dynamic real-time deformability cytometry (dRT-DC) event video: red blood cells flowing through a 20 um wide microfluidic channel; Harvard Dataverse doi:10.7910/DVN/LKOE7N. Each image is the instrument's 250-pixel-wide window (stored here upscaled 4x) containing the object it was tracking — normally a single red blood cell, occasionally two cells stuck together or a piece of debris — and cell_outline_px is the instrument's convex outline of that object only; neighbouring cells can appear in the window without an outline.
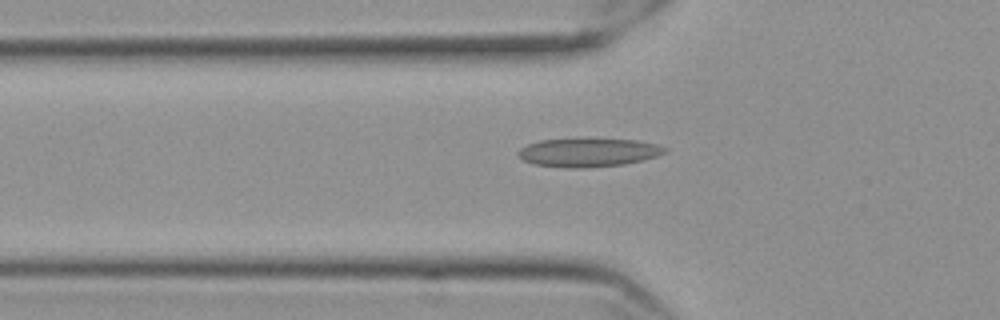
{"species": "Egyptian fruit bat (a non-hibernating species)", "species_latin": "Rousettus aegyptiacus", "temperature_condition": "cold", "stored_images_in_passage": 57, "camera_frame_rate_fps": 3000, "um_per_image_px": 0.085, "frame": {"image": 1, "passage_image": 20, "time_ms": 6.333, "image_size_px": [1000, 320], "cell_outline_px": [[668, 152], [656, 156], [624, 164], [584, 168], [564, 168], [532, 164], [524, 160], [516, 152], [520, 148], [528, 144], [540, 140], [580, 136], [588, 136], [636, 140], [656, 144], [668, 148]], "centroid_in_image_um": [49.99, 12.91], "position_along_channel_um": 75.8, "area_um2": 25.49}}
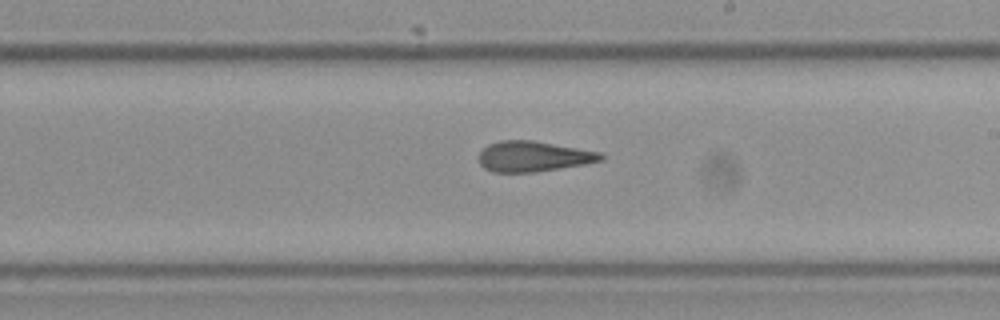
{"frame": {"image": 2, "passage_image": 34, "time_ms": 11.0, "image_size_px": [1000, 320], "cell_outline_px": [[604, 160], [584, 164], [560, 168], [532, 172], [492, 172], [484, 168], [480, 164], [480, 152], [488, 144], [500, 140], [532, 140], [600, 152], [604, 156]], "centroid_in_image_um": [45.33, 13.29], "position_along_channel_um": 243.7, "area_um2": 21.5}}
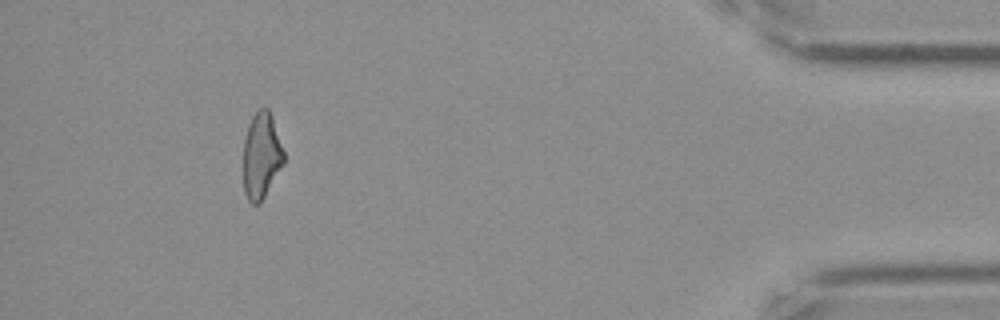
{"frame": {"image": 3, "passage_image": 53, "time_ms": 17.333, "image_size_px": [1000, 320], "cell_outline_px": [[284, 164], [260, 204], [252, 204], [248, 200], [244, 192], [244, 140], [248, 124], [252, 116], [260, 108], [268, 108], [272, 116], [284, 152]], "centroid_in_image_um": [22.22, 13.24], "position_along_channel_um": 413.0, "area_um2": 20.35}, "authors_computed_cell_mechanics": {"area_um2": 22.1952, "velocity_mm_per_s": 3.5723, "shape_relaxation_time_tau1_ms": null, "shape_relaxation_time_tau2_ms": 2.7355, "deformation_change_tau1": null, "deformation_change_tau2": 0.1159}}